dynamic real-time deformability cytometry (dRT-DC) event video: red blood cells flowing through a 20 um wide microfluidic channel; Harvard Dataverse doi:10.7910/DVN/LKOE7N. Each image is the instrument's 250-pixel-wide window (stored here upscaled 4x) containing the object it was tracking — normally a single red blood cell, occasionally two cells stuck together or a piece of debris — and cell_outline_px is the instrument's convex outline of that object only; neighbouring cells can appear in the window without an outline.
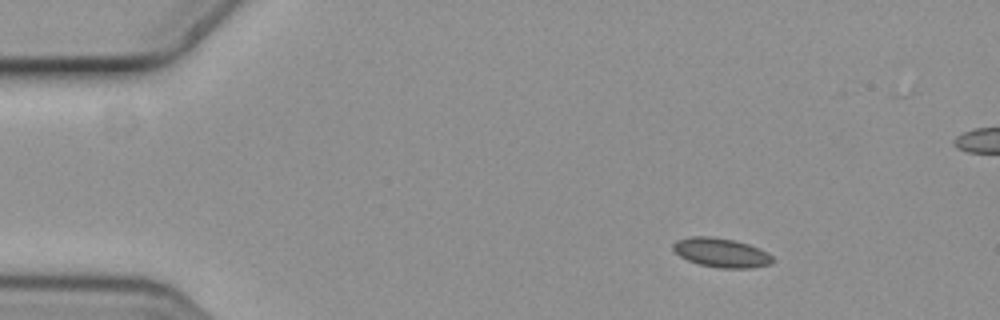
{"species": "common noctule bat (a hibernating species)", "species_latin": "Nyctalus noctula", "temperature_condition": "cold", "stored_images_in_passage": 3, "camera_frame_rate_fps": 3000, "um_per_image_px": 0.085, "animal": {"sex": "female", "body_mass_g": 19.3, "forearm_length_mm": 54.1}, "frame": {"image": 1, "passage_image": 1, "time_ms": 0.0, "image_size_px": [1000, 320], "cell_outline_px": [[772, 264], [752, 268], [720, 268], [700, 264], [688, 260], [680, 256], [672, 248], [672, 244], [676, 240], [688, 236], [712, 236], [736, 240], [760, 248], [768, 252], [772, 256]], "centroid_in_image_um": [61.31, 21.46], "position_along_channel_um": 23.7, "area_um2": 17.11}}